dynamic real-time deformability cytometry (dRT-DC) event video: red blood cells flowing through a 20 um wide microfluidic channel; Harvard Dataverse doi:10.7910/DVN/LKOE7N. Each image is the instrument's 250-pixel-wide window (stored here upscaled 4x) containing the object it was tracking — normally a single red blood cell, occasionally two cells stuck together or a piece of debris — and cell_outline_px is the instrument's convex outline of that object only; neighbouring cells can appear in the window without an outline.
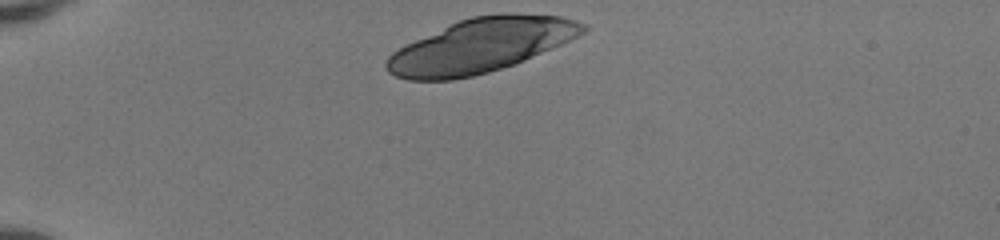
{"species": "human", "species_latin": "Homo sapiens", "temperature_condition": "room temperature", "stored_images_in_passage": 28, "camera_frame_rate_fps": 3000, "um_per_image_px": 0.085, "donor": {"sex": "female"}, "frame": {"image": 1, "passage_image": 1, "time_ms": 0.0, "image_size_px": [1000, 240], "cell_outline_px": [[588, 28], [584, 32], [560, 44], [524, 60], [488, 72], [472, 76], [452, 80], [408, 80], [396, 76], [388, 72], [384, 64], [388, 56], [392, 52], [404, 44], [460, 20], [472, 16], [508, 12], [560, 16], [576, 20], [588, 24]], "centroid_in_image_um": [40.83, 3.86], "position_along_channel_um": 44.2, "area_um2": 61.56}}
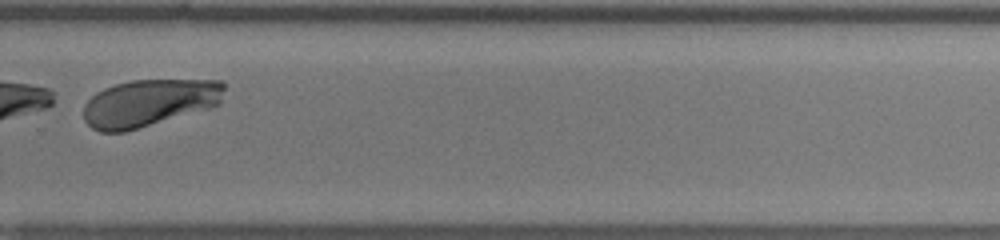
{"frame": {"image": 2, "passage_image": 25, "time_ms": 8.0, "image_size_px": [1000, 240], "cell_outline_px": [[224, 88], [220, 104], [212, 108], [124, 132], [100, 132], [92, 128], [84, 120], [84, 104], [96, 92], [104, 88], [116, 84], [132, 80], [224, 80]], "centroid_in_image_um": [12.69, 8.74], "position_along_channel_um": 317.1, "area_um2": 38.96}}